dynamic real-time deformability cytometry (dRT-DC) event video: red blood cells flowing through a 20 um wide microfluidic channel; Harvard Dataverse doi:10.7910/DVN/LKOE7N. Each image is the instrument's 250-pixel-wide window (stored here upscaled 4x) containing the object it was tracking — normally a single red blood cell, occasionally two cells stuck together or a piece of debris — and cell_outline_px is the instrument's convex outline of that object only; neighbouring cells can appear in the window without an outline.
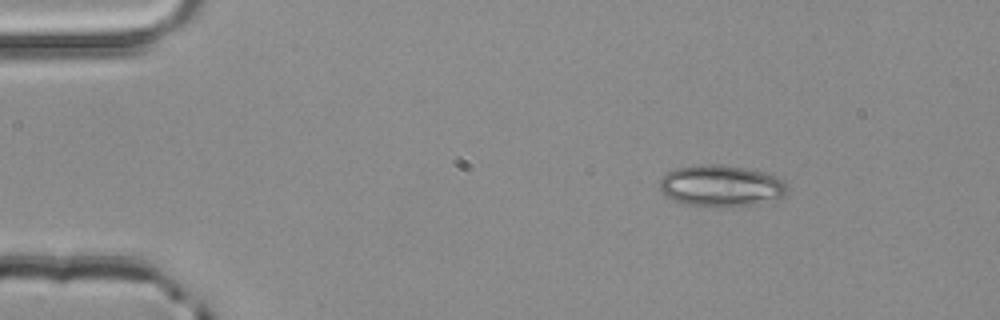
{"species": "common noctule bat (a hibernating species)", "species_latin": "Nyctalus noctula", "temperature_condition": "room temperature", "stored_images_in_passage": 3, "camera_frame_rate_fps": 3000, "um_per_image_px": 0.085, "animal": {"sex": "male", "body_mass_g": 20.4}, "frame": {"image": 1, "passage_image": 1, "time_ms": 0.0, "image_size_px": [1000, 320], "cell_outline_px": [[788, 188], [784, 196], [776, 200], [752, 204], [720, 208], [712, 208], [684, 204], [664, 196], [660, 192], [660, 180], [668, 172], [676, 168], [700, 164], [716, 164], [744, 168], [776, 176], [784, 180], [788, 184]], "centroid_in_image_um": [61.28, 15.82], "position_along_channel_um": 23.7, "area_um2": 31.21}}